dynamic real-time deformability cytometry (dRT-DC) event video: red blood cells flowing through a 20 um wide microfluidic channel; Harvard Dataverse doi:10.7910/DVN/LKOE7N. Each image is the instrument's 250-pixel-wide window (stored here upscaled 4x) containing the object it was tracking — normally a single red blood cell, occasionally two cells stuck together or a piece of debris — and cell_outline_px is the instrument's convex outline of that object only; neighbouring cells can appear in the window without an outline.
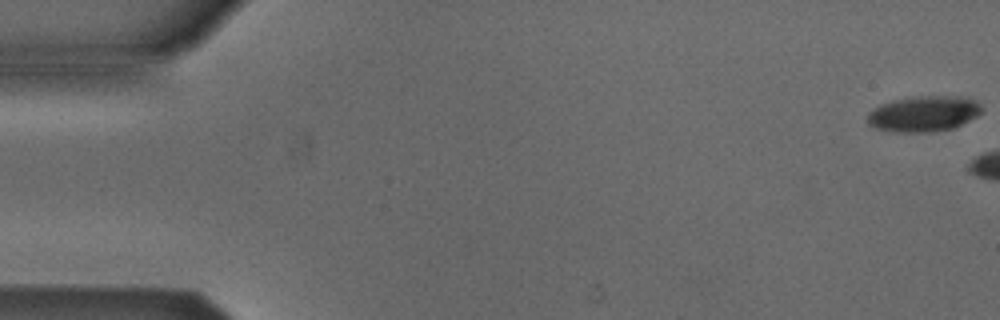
{"species": "Egyptian fruit bat (a non-hibernating species)", "species_latin": "Rousettus aegyptiacus", "temperature_condition": "cold", "stored_images_in_passage": 3, "camera_frame_rate_fps": 3000, "um_per_image_px": 0.085, "animal": {"sex": "male"}, "frame": {"image": 1, "passage_image": 1, "time_ms": 0.0, "image_size_px": [1000, 320], "cell_outline_px": [[980, 112], [976, 116], [952, 128], [932, 132], [896, 132], [876, 128], [868, 124], [868, 112], [880, 104], [896, 100], [924, 96], [960, 96], [976, 100], [980, 104]], "centroid_in_image_um": [78.5, 9.67], "position_along_channel_um": 6.5, "area_um2": 23.41}}